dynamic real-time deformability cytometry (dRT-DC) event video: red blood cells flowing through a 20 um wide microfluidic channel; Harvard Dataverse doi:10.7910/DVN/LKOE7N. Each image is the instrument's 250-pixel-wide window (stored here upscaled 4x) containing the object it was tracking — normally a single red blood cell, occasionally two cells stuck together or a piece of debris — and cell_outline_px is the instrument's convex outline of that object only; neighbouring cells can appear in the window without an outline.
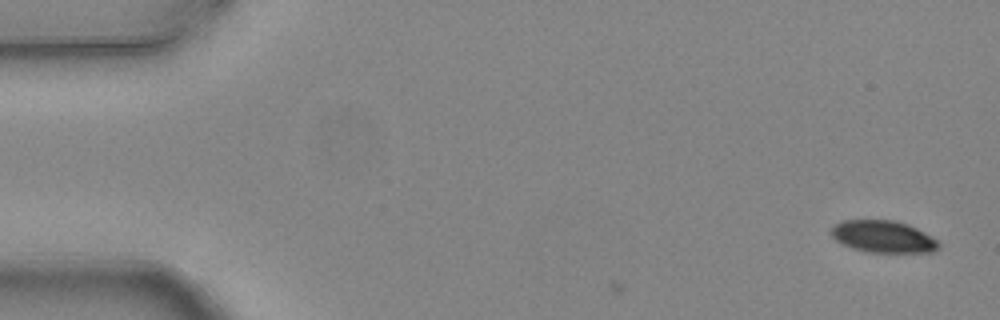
{"species": "common noctule bat (a hibernating species)", "species_latin": "Nyctalus noctula", "temperature_condition": "warm", "stored_images_in_passage": 3, "camera_frame_rate_fps": 3000, "um_per_image_px": 0.085, "animal": {"sex": "female", "body_mass_g": 24.6, "forearm_length_mm": 56.2}, "frame": {"image": 1, "passage_image": 1, "time_ms": 0.0, "image_size_px": [1000, 320], "cell_outline_px": [[940, 248], [932, 252], [868, 252], [852, 248], [836, 240], [832, 236], [832, 228], [840, 220], [896, 220], [908, 224], [924, 232], [936, 240], [940, 244]], "centroid_in_image_um": [75.08, 20.11], "position_along_channel_um": 9.9, "area_um2": 19.94}}